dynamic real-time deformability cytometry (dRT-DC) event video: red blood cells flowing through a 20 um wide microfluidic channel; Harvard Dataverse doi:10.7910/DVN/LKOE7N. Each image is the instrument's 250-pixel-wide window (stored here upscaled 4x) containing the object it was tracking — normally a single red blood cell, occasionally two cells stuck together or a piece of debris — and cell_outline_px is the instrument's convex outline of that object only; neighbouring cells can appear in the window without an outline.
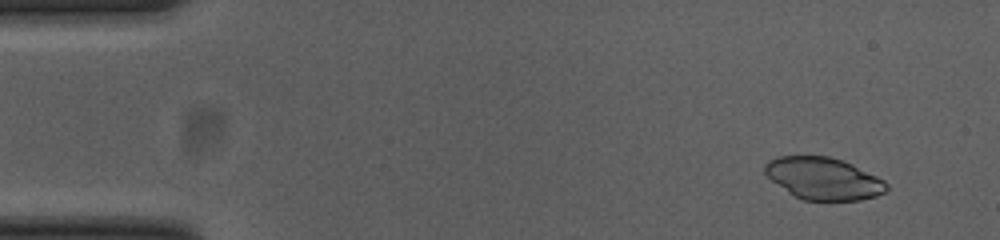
{"species": "common noctule bat (a hibernating species)", "species_latin": "Nyctalus noctula", "temperature_condition": "cold", "stored_images_in_passage": 54, "camera_frame_rate_fps": 3000, "um_per_image_px": 0.085, "animal": {"sex": "female", "body_mass_g": 23.0, "forearm_length_mm": 53.4}, "frame": {"image": 1, "passage_image": 4, "time_ms": 1.0, "image_size_px": [1000, 240], "cell_outline_px": [[888, 188], [884, 192], [876, 196], [860, 200], [804, 200], [788, 192], [772, 180], [764, 172], [764, 164], [768, 160], [776, 156], [828, 156], [844, 160], [884, 180], [888, 184]], "centroid_in_image_um": [69.99, 15.16], "position_along_channel_um": 15.0, "area_um2": 29.77}}
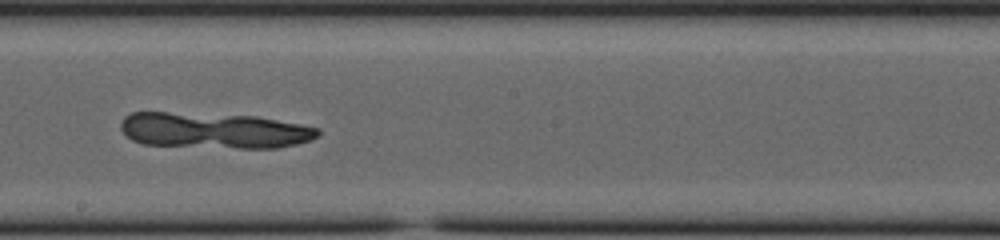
{"frame": {"image": 2, "passage_image": 30, "time_ms": 9.667, "image_size_px": [1000, 240], "cell_outline_px": [[320, 132], [312, 140], [296, 144], [276, 148], [240, 148], [144, 144], [132, 140], [120, 128], [120, 124], [124, 116], [132, 112], [168, 112], [256, 116], [300, 124], [320, 128]], "centroid_in_image_um": [18.2, 11.08], "position_along_channel_um": 230.0, "area_um2": 41.04}}
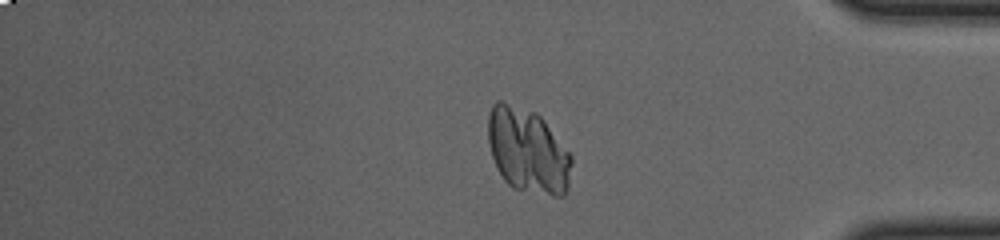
{"frame": {"image": 3, "passage_image": 45, "time_ms": 14.667, "image_size_px": [1000, 240], "cell_outline_px": [[572, 164], [568, 188], [564, 196], [552, 196], [512, 188], [504, 180], [492, 156], [488, 140], [488, 116], [492, 104], [496, 100], [504, 100], [536, 112], [544, 120], [572, 156]], "centroid_in_image_um": [44.86, 12.79], "position_along_channel_um": 390.3, "area_um2": 41.56}}